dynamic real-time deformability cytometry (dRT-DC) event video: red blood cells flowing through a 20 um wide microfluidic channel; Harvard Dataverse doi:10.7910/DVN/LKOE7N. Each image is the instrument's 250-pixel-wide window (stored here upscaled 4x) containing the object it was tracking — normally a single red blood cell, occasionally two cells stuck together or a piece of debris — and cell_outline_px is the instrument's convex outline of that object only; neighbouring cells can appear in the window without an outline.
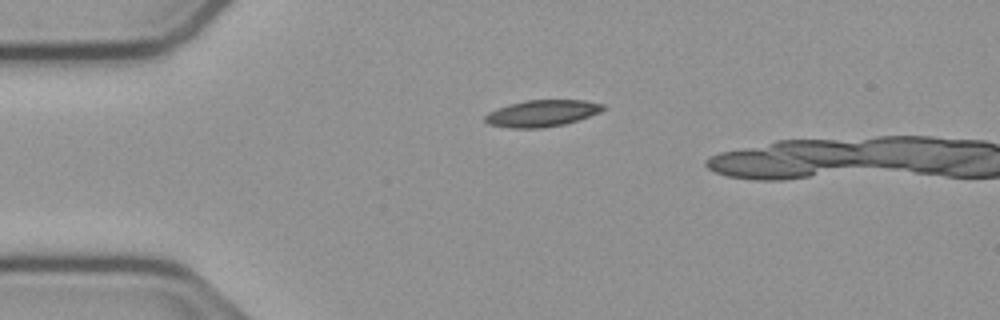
{"species": "common noctule bat (a hibernating species)", "species_latin": "Nyctalus noctula", "temperature_condition": "cold", "stored_images_in_passage": 4, "camera_frame_rate_fps": 3000, "um_per_image_px": 0.085, "animal": {"sex": "male", "body_mass_g": 23.1, "forearm_length_mm": 52.7}, "frame": {"image": 1, "passage_image": 1, "time_ms": 0.0, "image_size_px": [1000, 320], "cell_outline_px": [[604, 108], [600, 112], [564, 124], [540, 128], [512, 128], [488, 124], [484, 120], [484, 116], [488, 112], [508, 104], [524, 100], [584, 100], [604, 104]], "centroid_in_image_um": [46.03, 9.62], "position_along_channel_um": 39.0, "area_um2": 18.21}}